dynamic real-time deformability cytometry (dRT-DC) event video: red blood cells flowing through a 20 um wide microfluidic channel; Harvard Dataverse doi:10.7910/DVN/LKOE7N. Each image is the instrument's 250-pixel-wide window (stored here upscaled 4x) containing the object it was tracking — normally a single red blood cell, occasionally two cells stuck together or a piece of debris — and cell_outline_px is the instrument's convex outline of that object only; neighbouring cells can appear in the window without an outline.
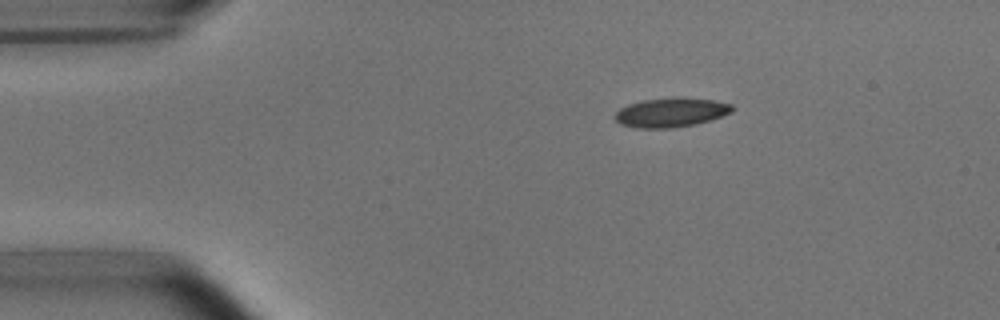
{"species": "common noctule bat (a hibernating species)", "species_latin": "Nyctalus noctula", "temperature_condition": "room temperature", "stored_images_in_passage": 44, "camera_frame_rate_fps": 3000, "um_per_image_px": 0.085, "animal": {"sex": "male", "body_mass_g": 15.6}, "frame": {"image": 1, "passage_image": 1, "time_ms": 0.0, "image_size_px": [1000, 320], "cell_outline_px": [[736, 108], [732, 112], [712, 120], [696, 124], [672, 128], [636, 128], [620, 124], [616, 120], [616, 112], [620, 108], [628, 104], [644, 100], [672, 96], [676, 96], [712, 100], [732, 104]], "centroid_in_image_um": [57.07, 9.55], "position_along_channel_um": 27.9, "area_um2": 20.29}}
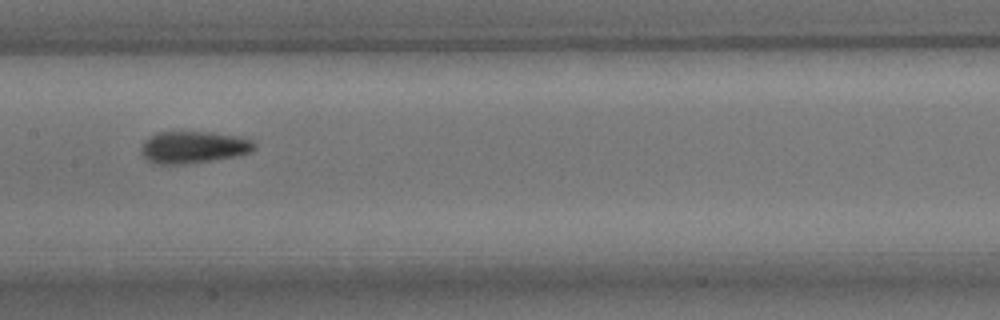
{"frame": {"image": 2, "passage_image": 18, "time_ms": 5.667, "image_size_px": [1000, 320], "cell_outline_px": [[256, 148], [248, 152], [236, 156], [212, 160], [180, 164], [160, 164], [148, 160], [140, 152], [140, 148], [144, 140], [160, 132], [212, 132], [240, 136], [252, 140], [256, 144]], "centroid_in_image_um": [16.46, 12.5], "position_along_channel_um": 190.9, "area_um2": 20.98}}
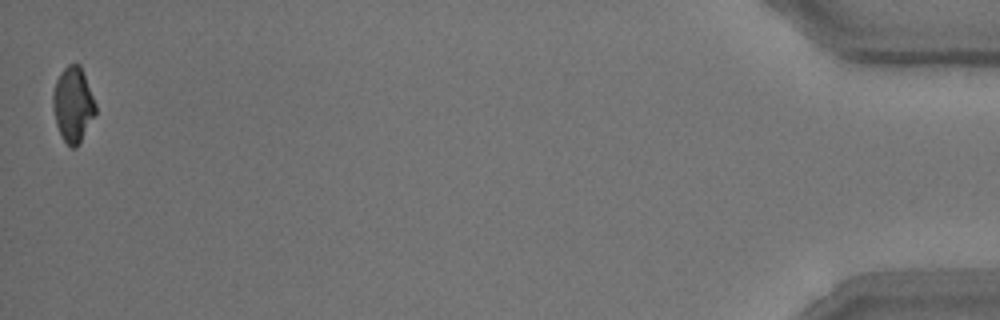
{"frame": {"image": 3, "passage_image": 44, "time_ms": 14.333, "image_size_px": [1000, 320], "cell_outline_px": [[96, 112], [76, 148], [72, 148], [64, 140], [56, 124], [52, 104], [52, 92], [56, 80], [60, 72], [68, 64], [80, 64], [96, 104]], "centroid_in_image_um": [6.19, 8.85], "position_along_channel_um": 429.0, "area_um2": 18.44}, "authors_computed_cell_mechanics": {"area_um2": 20.2589, "velocity_mm_per_s": 3.8059, "shape_relaxation_time_tau1_ms": 5.3533, "shape_relaxation_time_tau2_ms": 3.4606, "deformation_change_tau1": 0.1312, "deformation_change_tau2": 0.0886}}